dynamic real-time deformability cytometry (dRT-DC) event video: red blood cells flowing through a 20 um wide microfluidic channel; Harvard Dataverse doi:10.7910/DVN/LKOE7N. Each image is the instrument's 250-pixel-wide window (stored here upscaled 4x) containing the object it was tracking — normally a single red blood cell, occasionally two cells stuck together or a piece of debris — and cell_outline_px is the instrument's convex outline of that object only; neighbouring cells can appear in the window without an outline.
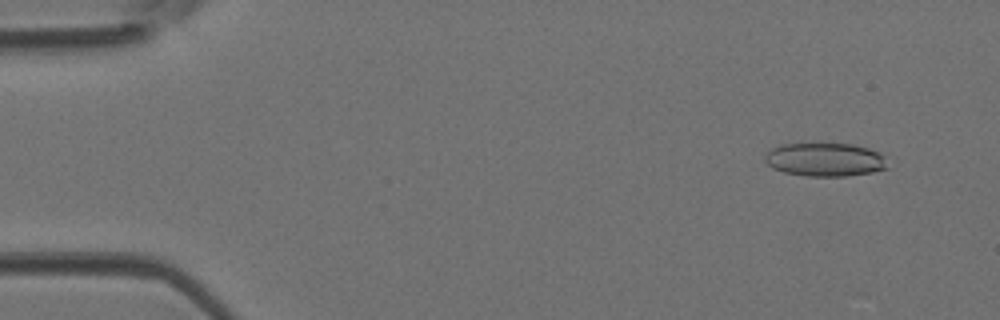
{"species": "Egyptian fruit bat (a non-hibernating species)", "species_latin": "Rousettus aegyptiacus", "temperature_condition": "room temperature", "stored_images_in_passage": 45, "camera_frame_rate_fps": 3000, "um_per_image_px": 0.085, "animal": {"sex": "female"}, "frame": {"image": 1, "passage_image": 4, "time_ms": 1.0, "image_size_px": [1000, 320], "cell_outline_px": [[888, 168], [872, 172], [848, 176], [808, 176], [784, 172], [772, 168], [764, 160], [764, 156], [772, 148], [780, 144], [852, 144], [868, 148], [880, 152], [884, 156]], "centroid_in_image_um": [70.13, 13.57], "position_along_channel_um": 14.9, "area_um2": 23.93}}
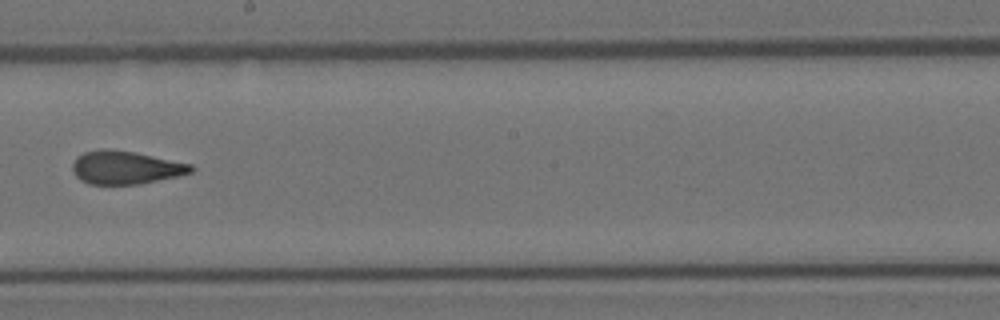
{"frame": {"image": 2, "passage_image": 26, "time_ms": 8.333, "image_size_px": [1000, 320], "cell_outline_px": [[196, 168], [192, 172], [176, 176], [140, 184], [88, 184], [80, 180], [72, 172], [72, 164], [76, 156], [84, 152], [100, 148], [108, 148], [136, 152], [192, 164]], "centroid_in_image_um": [10.65, 14.22], "position_along_channel_um": 237.6, "area_um2": 23.18}}
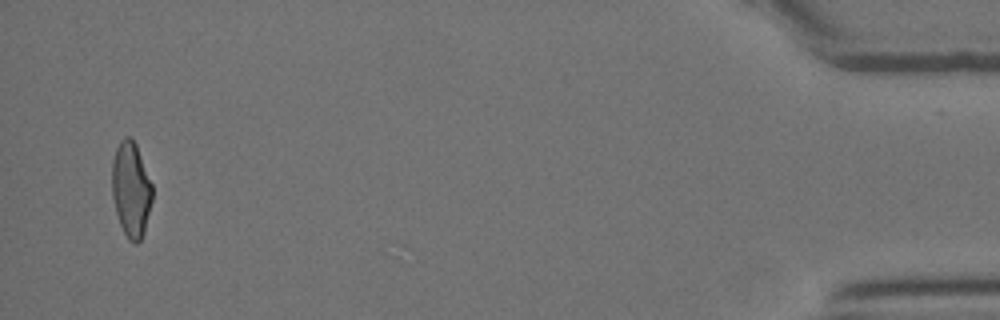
{"frame": {"image": 3, "passage_image": 44, "time_ms": 14.333, "image_size_px": [1000, 320], "cell_outline_px": [[152, 200], [144, 232], [140, 240], [136, 244], [128, 240], [120, 224], [116, 212], [112, 196], [112, 160], [116, 148], [120, 140], [124, 136], [132, 136], [136, 144], [152, 184]], "centroid_in_image_um": [11.13, 16.08], "position_along_channel_um": 424.1, "area_um2": 22.43}}